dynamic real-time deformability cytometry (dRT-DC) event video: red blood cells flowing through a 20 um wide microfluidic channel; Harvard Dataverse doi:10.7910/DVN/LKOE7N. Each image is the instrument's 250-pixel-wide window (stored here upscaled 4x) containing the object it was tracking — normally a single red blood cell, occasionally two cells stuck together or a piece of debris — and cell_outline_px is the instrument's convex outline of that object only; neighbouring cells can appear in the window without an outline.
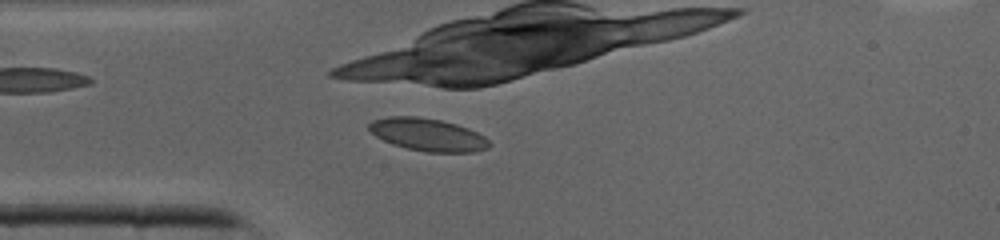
{"species": "common noctule bat (a hibernating species)", "species_latin": "Nyctalus noctula", "temperature_condition": "cold", "stored_images_in_passage": 9, "camera_frame_rate_fps": 3000, "um_per_image_px": 0.085, "animal": {"sex": "male", "body_mass_g": 19.0, "forearm_length_mm": 50.8}, "frame": {"image": 1, "passage_image": 6, "time_ms": 1.667, "image_size_px": [1000, 240], "cell_outline_px": [[492, 144], [488, 148], [476, 152], [428, 152], [408, 148], [392, 144], [376, 136], [368, 128], [368, 124], [372, 120], [388, 116], [416, 116], [440, 120], [456, 124], [468, 128], [484, 136]], "centroid_in_image_um": [36.37, 11.44], "position_along_channel_um": 48.6, "area_um2": 22.83}}